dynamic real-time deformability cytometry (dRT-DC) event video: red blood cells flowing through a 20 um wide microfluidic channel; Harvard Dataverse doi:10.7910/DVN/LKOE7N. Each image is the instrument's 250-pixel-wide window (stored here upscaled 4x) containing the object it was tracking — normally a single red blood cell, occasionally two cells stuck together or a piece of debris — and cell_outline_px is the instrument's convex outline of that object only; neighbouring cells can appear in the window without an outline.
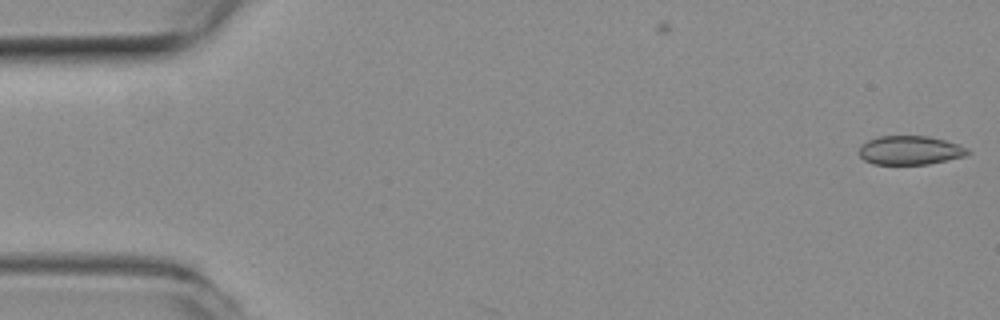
{"species": "common noctule bat (a hibernating species)", "species_latin": "Nyctalus noctula", "temperature_condition": "room temperature", "stored_images_in_passage": 52, "camera_frame_rate_fps": 3000, "um_per_image_px": 0.085, "animal": {"sex": "female", "body_mass_g": 19.3, "forearm_length_mm": 54.1}, "frame": {"image": 1, "passage_image": 1, "time_ms": 0.0, "image_size_px": [1000, 320], "cell_outline_px": [[972, 152], [964, 156], [948, 160], [928, 164], [872, 164], [864, 160], [860, 156], [860, 144], [876, 136], [928, 136], [944, 140], [968, 148]], "centroid_in_image_um": [77.34, 12.77], "position_along_channel_um": 7.7, "area_um2": 18.32}}
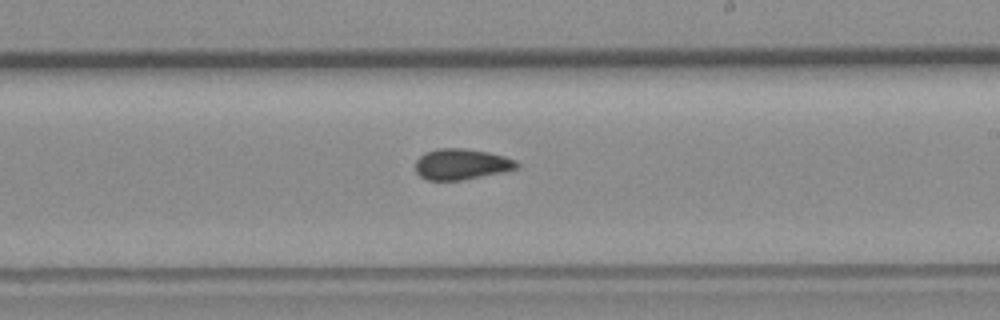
{"frame": {"image": 2, "passage_image": 30, "time_ms": 9.667, "image_size_px": [1000, 320], "cell_outline_px": [[520, 164], [516, 168], [500, 172], [464, 180], [428, 180], [420, 176], [416, 172], [416, 160], [424, 152], [436, 148], [468, 148], [488, 152], [504, 156], [516, 160]], "centroid_in_image_um": [39.2, 13.94], "position_along_channel_um": 249.8, "area_um2": 18.26}}
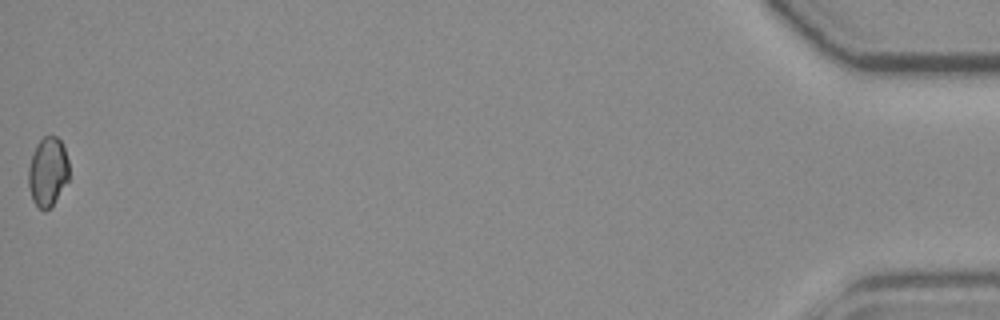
{"frame": {"image": 3, "passage_image": 52, "time_ms": 17.0, "image_size_px": [1000, 320], "cell_outline_px": [[68, 180], [52, 208], [44, 212], [32, 200], [28, 184], [28, 168], [36, 144], [44, 136], [56, 136], [60, 140], [64, 148], [68, 160]], "centroid_in_image_um": [4.06, 14.63], "position_along_channel_um": 431.1, "area_um2": 16.47}}